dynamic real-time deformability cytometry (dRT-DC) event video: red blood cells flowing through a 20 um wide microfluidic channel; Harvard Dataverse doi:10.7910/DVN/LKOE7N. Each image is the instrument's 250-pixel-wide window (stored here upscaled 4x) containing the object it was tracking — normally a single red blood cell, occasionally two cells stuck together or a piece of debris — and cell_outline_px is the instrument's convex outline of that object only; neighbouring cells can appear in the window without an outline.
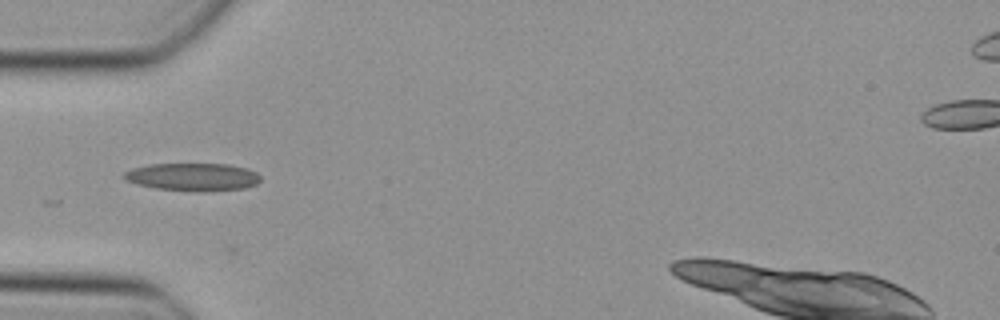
{"species": "Egyptian fruit bat (a non-hibernating species)", "species_latin": "Rousettus aegyptiacus", "temperature_condition": "cold", "stored_images_in_passage": 25, "camera_frame_rate_fps": 3000, "um_per_image_px": 0.085, "animal": {"sex": "female"}, "frame": {"image": 1, "passage_image": 1, "time_ms": 0.0, "image_size_px": [1000, 320], "cell_outline_px": [[260, 180], [256, 184], [244, 188], [204, 192], [192, 192], [156, 188], [136, 184], [120, 176], [124, 172], [132, 168], [148, 164], [228, 164], [248, 168], [256, 172], [260, 176]], "centroid_in_image_um": [16.38, 15.04], "position_along_channel_um": 68.6, "area_um2": 22.37}}
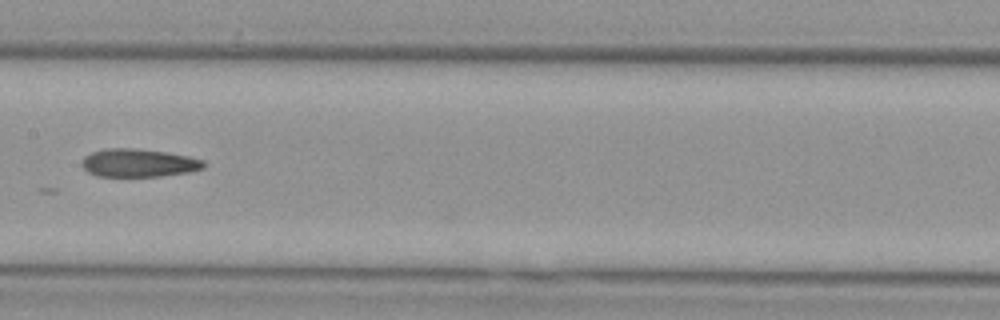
{"frame": {"image": 2, "passage_image": 10, "time_ms": 3.0, "image_size_px": [1000, 320], "cell_outline_px": [[204, 168], [188, 172], [160, 176], [96, 176], [88, 172], [80, 164], [84, 156], [92, 152], [108, 148], [136, 148], [164, 152], [188, 156], [204, 160]], "centroid_in_image_um": [11.75, 13.85], "position_along_channel_um": 195.6, "area_um2": 19.88}}
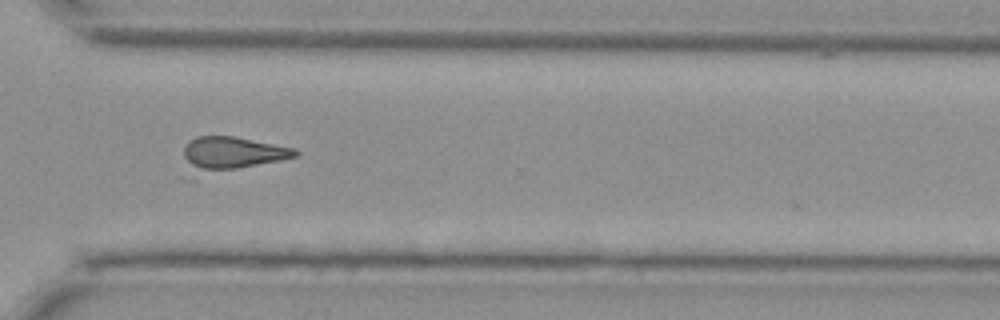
{"frame": {"image": 3, "passage_image": 21, "time_ms": 6.667, "image_size_px": [1000, 320], "cell_outline_px": [[300, 152], [296, 156], [280, 160], [196, 180], [180, 180], [180, 176], [184, 148], [188, 140], [196, 136], [232, 136], [296, 148]], "centroid_in_image_um": [19.37, 13.22], "position_along_channel_um": 351.2, "area_um2": 24.51}}